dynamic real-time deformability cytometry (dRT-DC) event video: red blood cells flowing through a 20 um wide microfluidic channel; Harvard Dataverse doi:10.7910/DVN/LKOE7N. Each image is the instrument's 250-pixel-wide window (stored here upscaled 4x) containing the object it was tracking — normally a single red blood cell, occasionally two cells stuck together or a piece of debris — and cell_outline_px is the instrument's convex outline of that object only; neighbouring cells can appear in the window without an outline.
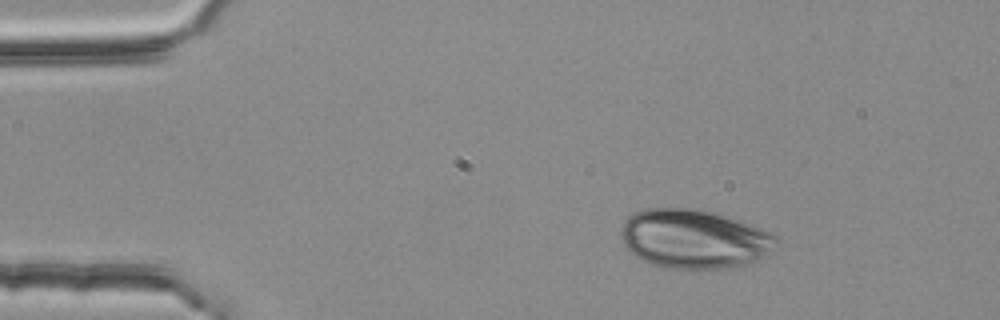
{"species": "common noctule bat (a hibernating species)", "species_latin": "Nyctalus noctula", "temperature_condition": "room temperature", "stored_images_in_passage": 4, "camera_frame_rate_fps": 3000, "um_per_image_px": 0.085, "animal": {"sex": "female", "body_mass_g": 25.1}, "frame": {"image": 1, "passage_image": 2, "time_ms": 0.333, "image_size_px": [1000, 320], "cell_outline_px": [[776, 240], [756, 260], [736, 268], [660, 268], [640, 260], [628, 252], [624, 248], [620, 232], [620, 228], [624, 220], [632, 212], [644, 208], [692, 208], [716, 212], [740, 220], [772, 232], [776, 236]], "centroid_in_image_um": [58.87, 20.29], "position_along_channel_um": 26.1, "area_um2": 53.75}}
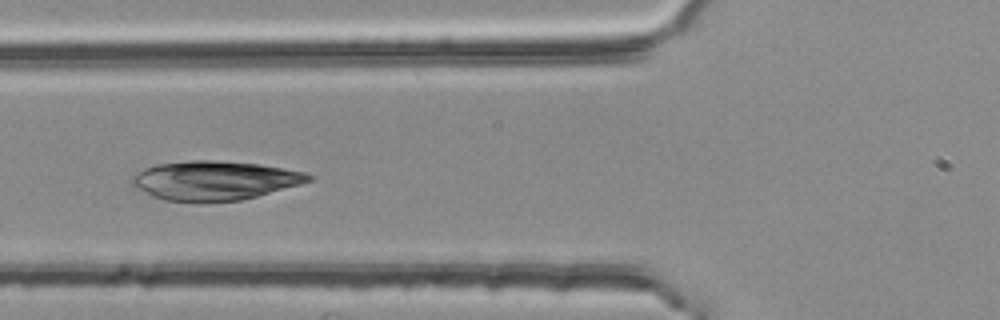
{"frame": {"image": 2, "passage_image": 4, "time_ms": 1.0, "image_size_px": [1000, 320], "cell_outline_px": [[312, 180], [300, 184], [256, 196], [240, 200], [164, 200], [152, 196], [128, 184], [132, 176], [136, 172], [144, 168], [156, 164], [188, 160], [216, 160], [260, 164], [304, 172], [312, 176]], "centroid_in_image_um": [18.17, 15.31], "position_along_channel_um": 107.6, "area_um2": 39.77}}